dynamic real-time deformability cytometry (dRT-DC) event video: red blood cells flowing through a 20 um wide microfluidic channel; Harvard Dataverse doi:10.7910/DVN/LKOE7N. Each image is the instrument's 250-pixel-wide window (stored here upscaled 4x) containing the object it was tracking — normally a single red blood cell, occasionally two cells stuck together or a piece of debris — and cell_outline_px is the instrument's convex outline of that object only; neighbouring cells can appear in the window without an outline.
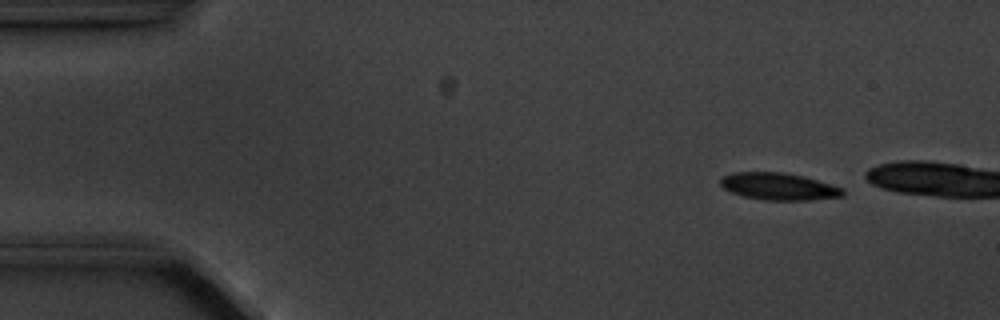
{"species": "common noctule bat (a hibernating species)", "species_latin": "Nyctalus noctula", "temperature_condition": "cold", "stored_images_in_passage": 3, "camera_frame_rate_fps": 3000, "um_per_image_px": 0.085, "animal": {"sex": "male", "body_mass_g": 20.1, "forearm_length_mm": 53.5}, "frame": {"image": 1, "passage_image": 1, "time_ms": 0.0, "image_size_px": [1000, 320], "cell_outline_px": [[844, 196], [808, 200], [764, 200], [744, 196], [732, 192], [724, 188], [720, 184], [720, 180], [724, 176], [732, 172], [784, 172], [804, 176], [844, 188]], "centroid_in_image_um": [66.21, 15.84], "position_along_channel_um": 18.8, "area_um2": 19.31}}